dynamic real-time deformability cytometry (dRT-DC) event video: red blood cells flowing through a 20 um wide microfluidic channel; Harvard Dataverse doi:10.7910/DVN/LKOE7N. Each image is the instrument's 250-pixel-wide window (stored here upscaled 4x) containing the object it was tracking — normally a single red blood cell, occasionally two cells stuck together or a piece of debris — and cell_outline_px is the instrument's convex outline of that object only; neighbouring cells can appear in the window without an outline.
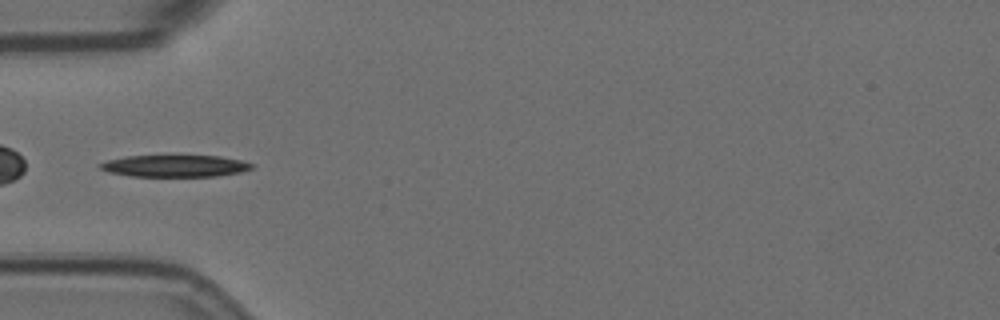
{"species": "Egyptian fruit bat (a non-hibernating species)", "species_latin": "Rousettus aegyptiacus", "temperature_condition": "room temperature", "stored_images_in_passage": 38, "camera_frame_rate_fps": 3000, "um_per_image_px": 0.085, "animal": {"sex": "female"}, "frame": {"image": 1, "passage_image": 1, "time_ms": 0.0, "image_size_px": [1000, 320], "cell_outline_px": [[252, 168], [240, 172], [216, 176], [132, 176], [108, 172], [100, 168], [96, 164], [108, 160], [124, 156], [220, 156], [240, 160], [252, 164]], "centroid_in_image_um": [14.81, 14.1], "position_along_channel_um": 70.2, "area_um2": 19.13}, "authors_computed_cell_mechanics": {"area_um2": 20.1722, "velocity_mm_per_s": 3.5707, "shape_relaxation_time_tau1_ms": 5.3177, "shape_relaxation_time_tau2_ms": null, "deformation_change_tau1": 0.1507, "deformation_change_tau2": null}}